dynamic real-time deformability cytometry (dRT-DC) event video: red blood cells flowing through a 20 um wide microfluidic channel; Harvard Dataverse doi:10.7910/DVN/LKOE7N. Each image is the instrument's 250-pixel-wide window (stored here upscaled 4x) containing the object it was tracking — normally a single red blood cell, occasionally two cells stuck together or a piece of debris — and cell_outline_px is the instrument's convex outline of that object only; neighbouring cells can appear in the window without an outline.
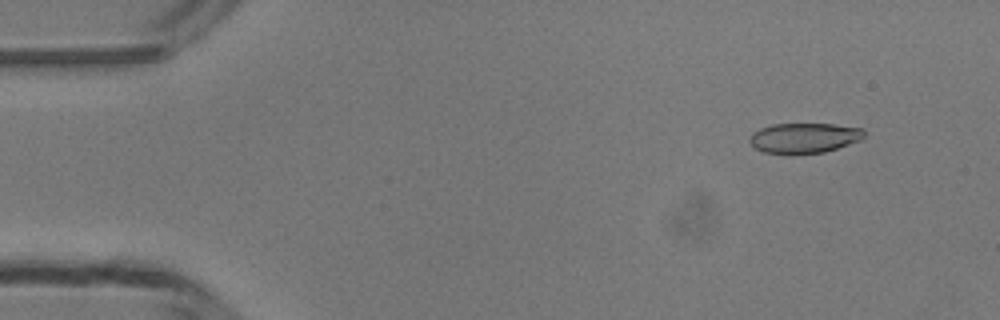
{"species": "common noctule bat (a hibernating species)", "species_latin": "Nyctalus noctula", "temperature_condition": "room temperature", "stored_images_in_passage": 49, "camera_frame_rate_fps": 3000, "um_per_image_px": 0.085, "animal": {"sex": "male", "body_mass_g": 13.3}, "frame": {"image": 1, "passage_image": 5, "time_ms": 1.333, "image_size_px": [1000, 320], "cell_outline_px": [[864, 136], [860, 140], [824, 152], [764, 152], [756, 148], [748, 140], [752, 132], [760, 128], [772, 124], [832, 124], [864, 128]], "centroid_in_image_um": [68.36, 11.69], "position_along_channel_um": 16.6, "area_um2": 19.59}}
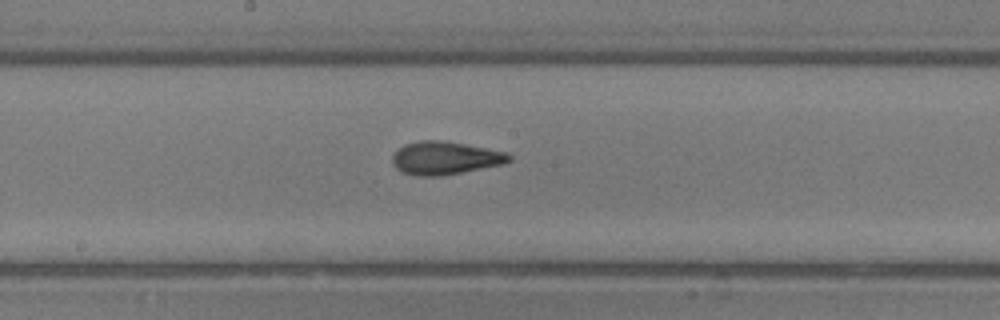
{"frame": {"image": 2, "passage_image": 26, "time_ms": 8.333, "image_size_px": [1000, 320], "cell_outline_px": [[512, 160], [504, 164], [440, 176], [416, 176], [400, 172], [392, 164], [392, 156], [404, 144], [420, 140], [440, 140], [464, 144], [504, 152], [512, 156]], "centroid_in_image_um": [37.8, 13.44], "position_along_channel_um": 210.4, "area_um2": 22.37}}
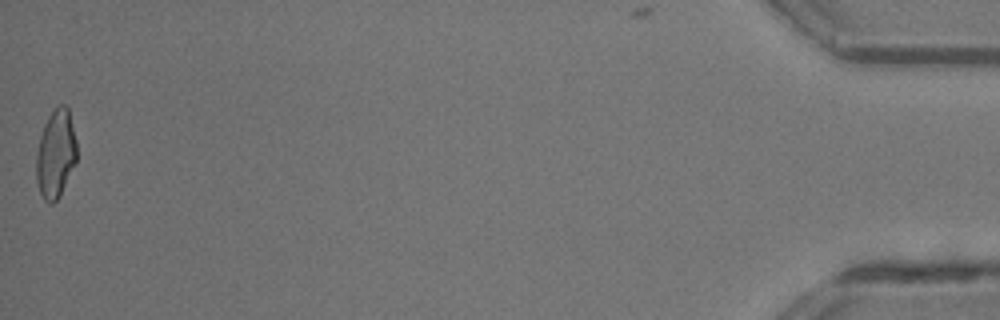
{"frame": {"image": 3, "passage_image": 49, "time_ms": 16.0, "image_size_px": [1000, 320], "cell_outline_px": [[76, 160], [60, 196], [52, 204], [44, 200], [40, 192], [36, 180], [36, 152], [40, 136], [44, 124], [48, 116], [60, 104], [64, 104], [68, 108], [76, 140]], "centroid_in_image_um": [4.72, 13.08], "position_along_channel_um": 430.5, "area_um2": 20.69}, "authors_computed_cell_mechanics": {"area_um2": 21.2704, "velocity_mm_per_s": 4.2197, "shape_relaxation_time_tau1_ms": 5.1288, "shape_relaxation_time_tau2_ms": 1.931, "deformation_change_tau1": 0.1811, "deformation_change_tau2": 0.0791}}